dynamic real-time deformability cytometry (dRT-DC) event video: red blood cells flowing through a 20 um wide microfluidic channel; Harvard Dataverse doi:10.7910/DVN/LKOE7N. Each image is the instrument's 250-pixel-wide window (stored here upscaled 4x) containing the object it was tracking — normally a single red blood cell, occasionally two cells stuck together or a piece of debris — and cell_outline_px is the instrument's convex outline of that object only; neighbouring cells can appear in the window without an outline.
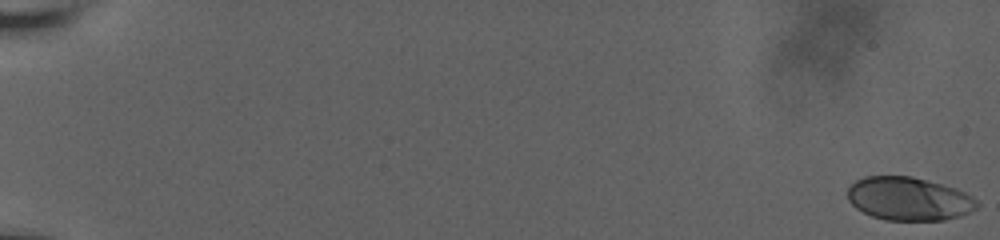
{"species": "human", "species_latin": "Homo sapiens", "temperature_condition": "room temperature", "stored_images_in_passage": 46, "camera_frame_rate_fps": 3000, "um_per_image_px": 0.085, "donor": {"sex": "male"}, "frame": {"image": 1, "passage_image": 1, "time_ms": 0.0, "image_size_px": [1000, 240], "cell_outline_px": [[980, 204], [976, 208], [960, 216], [944, 220], [888, 220], [872, 216], [856, 208], [848, 200], [848, 188], [856, 180], [864, 176], [912, 176], [928, 180], [956, 188], [972, 196]], "centroid_in_image_um": [77.25, 16.89], "position_along_channel_um": 7.7, "area_um2": 32.66}}
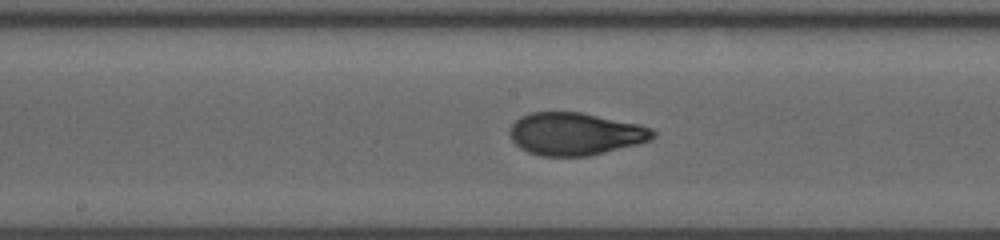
{"frame": {"image": 2, "passage_image": 26, "time_ms": 11.0, "image_size_px": [1000, 240], "cell_outline_px": [[660, 132], [652, 140], [640, 144], [588, 156], [540, 156], [528, 152], [520, 148], [512, 140], [508, 132], [512, 124], [520, 116], [532, 112], [580, 112], [640, 124], [652, 128]], "centroid_in_image_um": [48.95, 11.38], "position_along_channel_um": 199.3, "area_um2": 35.95}}
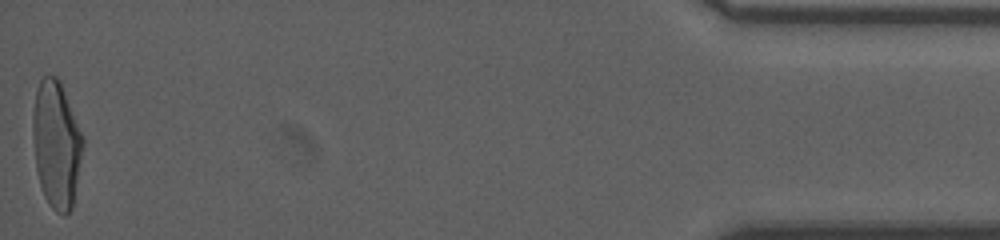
{"frame": {"image": 3, "passage_image": 46, "time_ms": 19.333, "image_size_px": [1000, 240], "cell_outline_px": [[84, 144], [72, 208], [64, 216], [56, 212], [48, 204], [44, 196], [40, 184], [36, 168], [32, 132], [32, 116], [36, 88], [40, 80], [44, 76], [56, 76], [60, 80], [84, 136]], "centroid_in_image_um": [4.79, 12.25], "position_along_channel_um": 430.4, "area_um2": 37.4}, "authors_computed_cell_mechanics": {"area_um2": 35.0557, "velocity_mm_per_s": 3.7772, "shape_relaxation_time_tau1_ms": 4.2323, "shape_relaxation_time_tau2_ms": 0.8731, "deformation_change_tau1": 0.1763, "deformation_change_tau2": 0.0504}}